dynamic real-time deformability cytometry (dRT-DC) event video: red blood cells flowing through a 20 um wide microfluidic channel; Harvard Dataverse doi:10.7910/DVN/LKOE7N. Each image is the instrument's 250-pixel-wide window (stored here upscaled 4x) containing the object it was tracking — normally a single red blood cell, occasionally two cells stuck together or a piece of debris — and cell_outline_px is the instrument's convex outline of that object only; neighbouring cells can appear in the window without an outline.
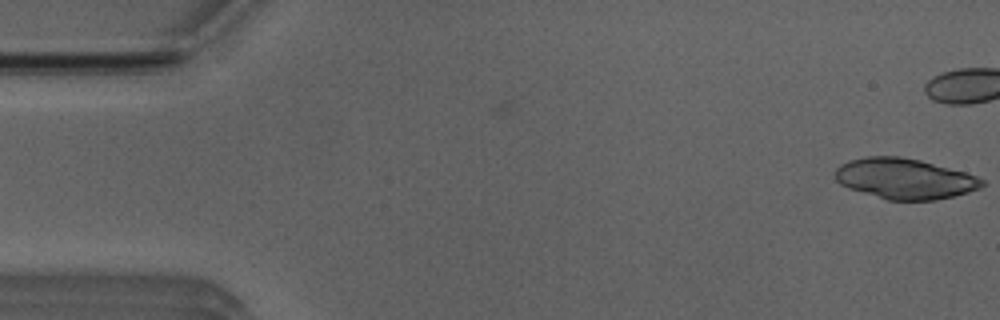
{"species": "Egyptian fruit bat (a non-hibernating species)", "species_latin": "Rousettus aegyptiacus", "temperature_condition": "room temperature", "stored_images_in_passage": 2, "camera_frame_rate_fps": 3000, "um_per_image_px": 0.085, "animal": {"sex": "male"}, "frame": {"image": 1, "passage_image": 2, "time_ms": 0.333, "image_size_px": [1000, 320], "cell_outline_px": [[984, 184], [980, 188], [968, 192], [936, 200], [888, 200], [848, 188], [840, 184], [836, 180], [836, 168], [840, 164], [848, 160], [868, 156], [900, 156], [920, 160], [964, 172], [976, 176], [984, 180]], "centroid_in_image_um": [76.87, 15.18], "position_along_channel_um": 8.1, "area_um2": 34.56}}